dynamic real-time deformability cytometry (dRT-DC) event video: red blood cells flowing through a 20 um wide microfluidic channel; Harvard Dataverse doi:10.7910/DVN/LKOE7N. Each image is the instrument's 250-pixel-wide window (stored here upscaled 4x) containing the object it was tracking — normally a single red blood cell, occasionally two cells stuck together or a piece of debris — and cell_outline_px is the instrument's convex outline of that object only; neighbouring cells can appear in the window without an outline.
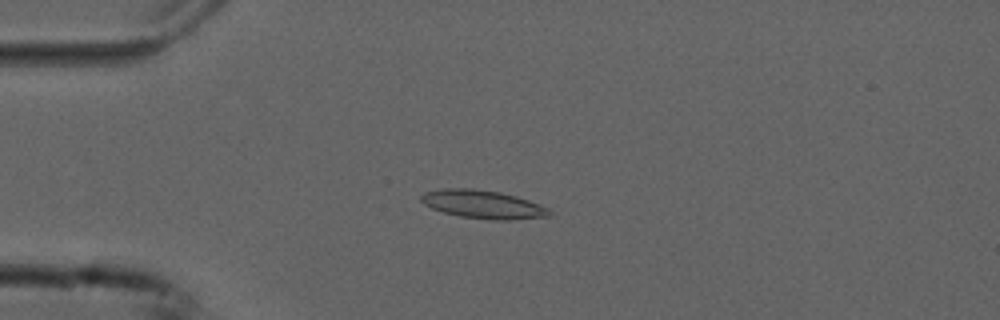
{"species": "common noctule bat (a hibernating species)", "species_latin": "Nyctalus noctula", "temperature_condition": "cold", "stored_images_in_passage": 55, "camera_frame_rate_fps": 3000, "um_per_image_px": 0.085, "animal": {"sex": "male", "forearm_length_mm": 52.5}, "frame": {"image": 1, "passage_image": 14, "time_ms": 4.333, "image_size_px": [1000, 320], "cell_outline_px": [[552, 216], [508, 220], [492, 220], [460, 216], [444, 212], [432, 208], [424, 204], [420, 200], [420, 196], [424, 192], [444, 188], [472, 188], [500, 192], [516, 196], [528, 200], [548, 208], [552, 212]], "centroid_in_image_um": [41.05, 17.37], "position_along_channel_um": 43.9, "area_um2": 21.15}}
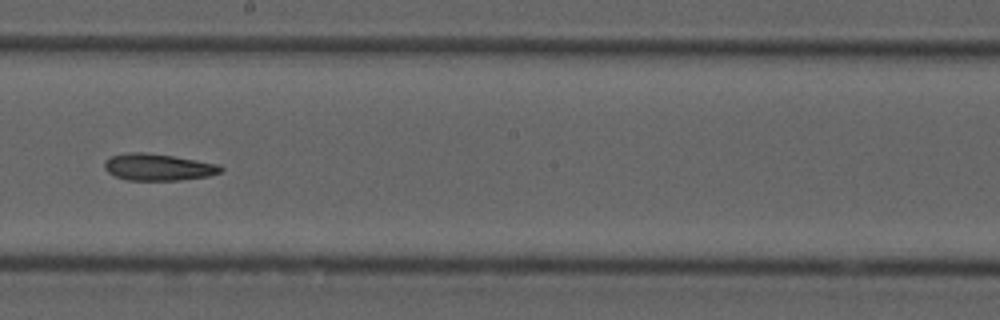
{"frame": {"image": 2, "passage_image": 31, "time_ms": 10.0, "image_size_px": [1000, 320], "cell_outline_px": [[224, 168], [220, 172], [208, 176], [180, 180], [128, 180], [116, 176], [108, 172], [104, 168], [104, 160], [112, 156], [128, 152], [148, 152], [220, 164]], "centroid_in_image_um": [13.44, 14.2], "position_along_channel_um": 234.8, "area_um2": 18.15}}
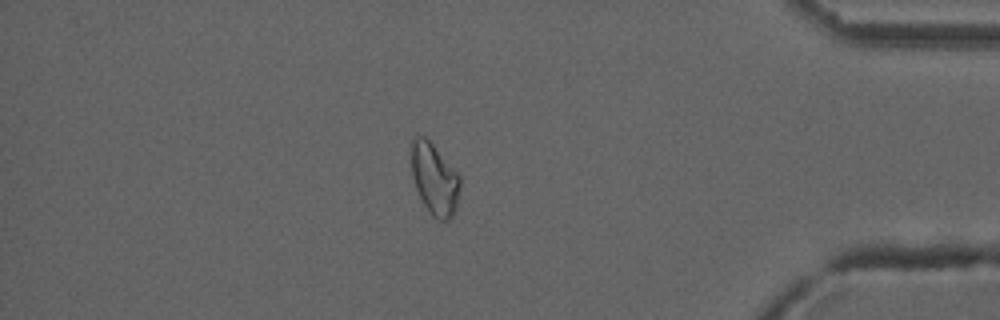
{"frame": {"image": 3, "passage_image": 47, "time_ms": 15.333, "image_size_px": [1000, 320], "cell_outline_px": [[460, 188], [456, 208], [452, 216], [448, 220], [440, 220], [432, 216], [424, 204], [416, 188], [412, 176], [412, 140], [416, 136], [424, 136], [432, 144], [460, 176]], "centroid_in_image_um": [36.94, 15.24], "position_along_channel_um": 398.3, "area_um2": 19.88}}